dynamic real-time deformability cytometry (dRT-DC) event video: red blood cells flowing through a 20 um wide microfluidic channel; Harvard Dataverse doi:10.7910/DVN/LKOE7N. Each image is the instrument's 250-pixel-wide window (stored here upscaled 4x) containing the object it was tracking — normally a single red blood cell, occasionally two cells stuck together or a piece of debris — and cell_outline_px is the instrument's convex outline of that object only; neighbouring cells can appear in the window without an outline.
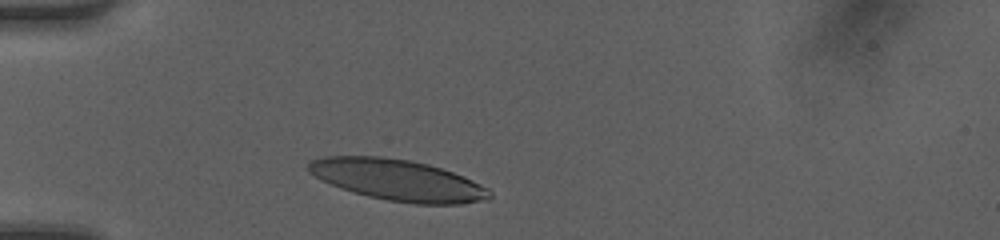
{"species": "human", "species_latin": "Homo sapiens", "temperature_condition": "room temperature", "stored_images_in_passage": 8, "camera_frame_rate_fps": 3000, "um_per_image_px": 0.085, "donor": {"sex": "female"}, "frame": {"image": 1, "passage_image": 1, "time_ms": 0.0, "image_size_px": [1000, 240], "cell_outline_px": [[492, 196], [488, 200], [460, 204], [416, 204], [388, 200], [368, 196], [352, 192], [340, 188], [308, 172], [308, 164], [312, 160], [324, 156], [380, 156], [408, 160], [428, 164], [464, 176], [488, 188], [492, 192]], "centroid_in_image_um": [33.84, 15.31], "position_along_channel_um": 51.2, "area_um2": 43.29}}
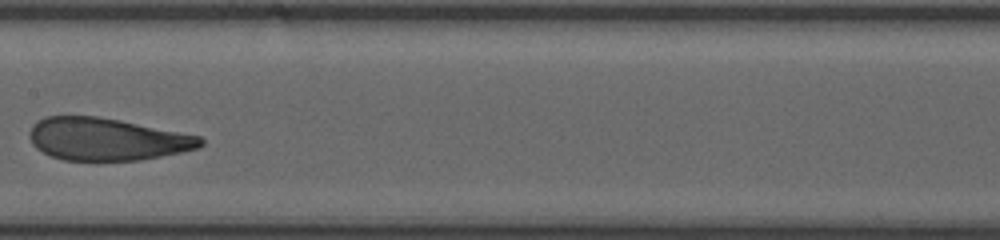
{"frame": {"image": 2, "passage_image": 5, "time_ms": 1.333, "image_size_px": [1000, 240], "cell_outline_px": [[204, 144], [200, 148], [140, 160], [64, 160], [52, 156], [36, 148], [32, 144], [28, 136], [28, 132], [32, 124], [48, 116], [96, 116], [120, 120], [200, 136], [204, 140]], "centroid_in_image_um": [9.07, 11.83], "position_along_channel_um": 198.3, "area_um2": 42.14}}
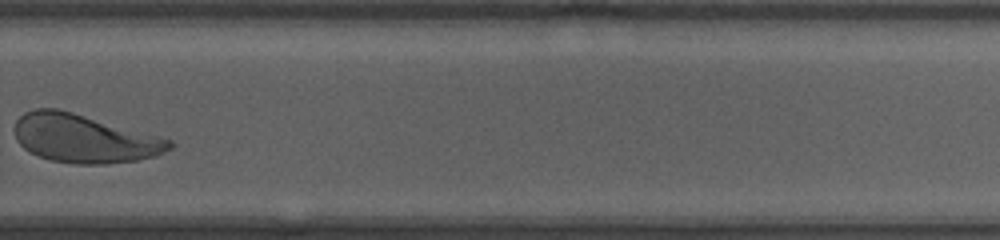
{"frame": {"image": 3, "passage_image": 8, "time_ms": 2.333, "image_size_px": [1000, 240], "cell_outline_px": [[172, 148], [156, 156], [136, 160], [104, 164], [76, 164], [52, 160], [40, 156], [24, 148], [16, 140], [12, 128], [16, 120], [24, 112], [36, 108], [56, 108], [72, 112], [172, 140]], "centroid_in_image_um": [7.1, 11.77], "position_along_channel_um": 322.7, "area_um2": 43.41}}